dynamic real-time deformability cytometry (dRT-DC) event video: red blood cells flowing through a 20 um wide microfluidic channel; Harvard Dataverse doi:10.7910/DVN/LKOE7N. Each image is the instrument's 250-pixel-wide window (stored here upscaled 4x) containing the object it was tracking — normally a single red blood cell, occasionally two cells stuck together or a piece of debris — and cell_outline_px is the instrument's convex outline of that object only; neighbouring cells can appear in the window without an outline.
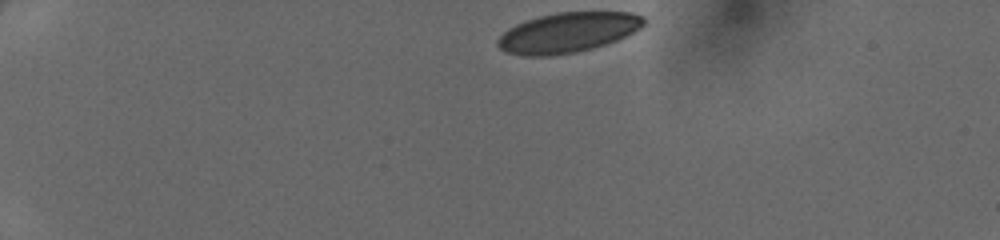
{"species": "human", "species_latin": "Homo sapiens", "temperature_condition": "cold", "stored_images_in_passage": 35, "camera_frame_rate_fps": 3000, "um_per_image_px": 0.085, "donor": {"sex": "female"}, "frame": {"image": 1, "passage_image": 1, "time_ms": 0.0, "image_size_px": [1000, 240], "cell_outline_px": [[644, 24], [640, 28], [616, 40], [592, 48], [576, 52], [548, 56], [524, 56], [504, 52], [496, 44], [496, 40], [508, 28], [516, 24], [540, 16], [556, 12], [632, 12], [644, 16]], "centroid_in_image_um": [48.23, 2.76], "position_along_channel_um": 36.8, "area_um2": 33.93}}
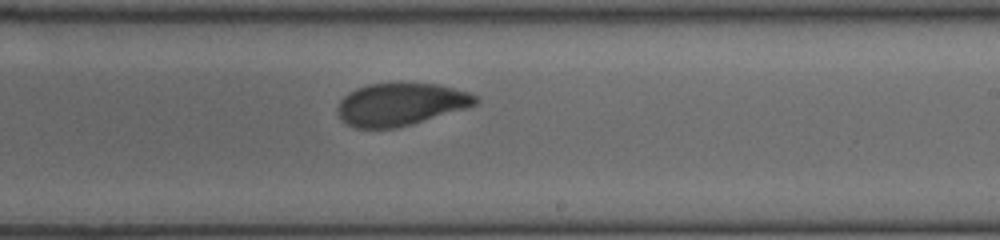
{"frame": {"image": 2, "passage_image": 18, "time_ms": 5.667, "image_size_px": [1000, 240], "cell_outline_px": [[480, 100], [476, 104], [468, 108], [412, 124], [396, 128], [356, 128], [348, 124], [336, 112], [336, 108], [340, 100], [348, 92], [356, 88], [368, 84], [440, 84], [468, 92], [476, 96]], "centroid_in_image_um": [34.06, 8.87], "position_along_channel_um": 254.9, "area_um2": 34.1}}
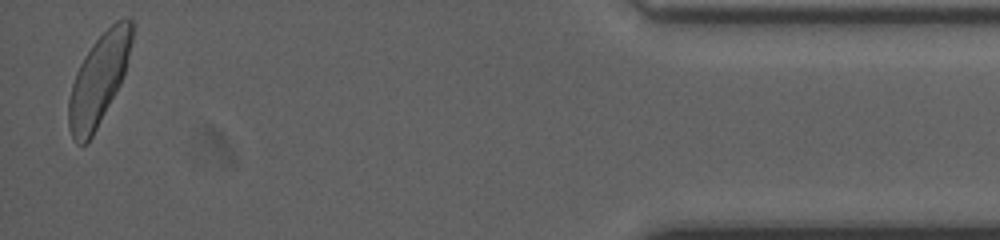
{"frame": {"image": 3, "passage_image": 34, "time_ms": 11.0, "image_size_px": [1000, 240], "cell_outline_px": [[132, 40], [124, 76], [120, 84], [88, 144], [76, 144], [72, 140], [68, 128], [68, 100], [72, 84], [76, 72], [84, 56], [92, 44], [116, 20], [132, 20]], "centroid_in_image_um": [8.35, 6.83], "position_along_channel_um": 426.8, "area_um2": 33.12}}